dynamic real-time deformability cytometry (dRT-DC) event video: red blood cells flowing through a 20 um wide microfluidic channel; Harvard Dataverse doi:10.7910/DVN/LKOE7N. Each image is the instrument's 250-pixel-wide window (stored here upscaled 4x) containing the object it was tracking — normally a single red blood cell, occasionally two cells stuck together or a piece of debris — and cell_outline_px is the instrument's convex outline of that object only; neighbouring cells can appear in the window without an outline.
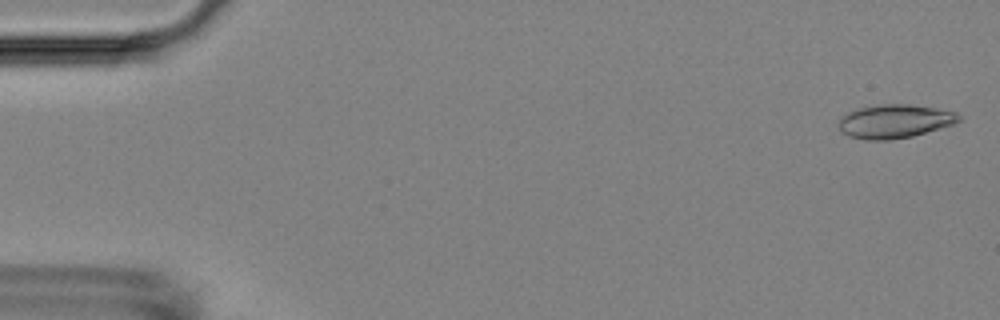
{"species": "Egyptian fruit bat (a non-hibernating species)", "species_latin": "Rousettus aegyptiacus", "temperature_condition": "room temperature", "stored_images_in_passage": 55, "camera_frame_rate_fps": 3000, "um_per_image_px": 0.085, "animal": {"sex": "female"}, "frame": {"image": 1, "passage_image": 2, "time_ms": 0.333, "image_size_px": [1000, 320], "cell_outline_px": [[960, 120], [952, 124], [940, 128], [912, 136], [892, 140], [868, 140], [848, 136], [840, 132], [836, 124], [848, 112], [856, 108], [880, 104], [908, 104], [936, 108], [956, 112], [960, 116]], "centroid_in_image_um": [76.0, 10.31], "position_along_channel_um": 9.0, "area_um2": 23.64}}
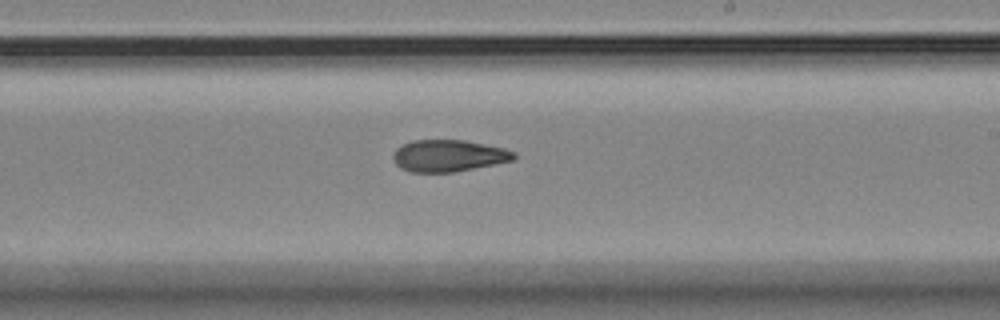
{"frame": {"image": 2, "passage_image": 33, "time_ms": 10.667, "image_size_px": [1000, 320], "cell_outline_px": [[516, 156], [512, 160], [452, 172], [412, 172], [400, 168], [396, 164], [392, 156], [396, 148], [412, 140], [464, 140], [504, 148], [516, 152]], "centroid_in_image_um": [38.09, 13.23], "position_along_channel_um": 250.9, "area_um2": 22.14}}
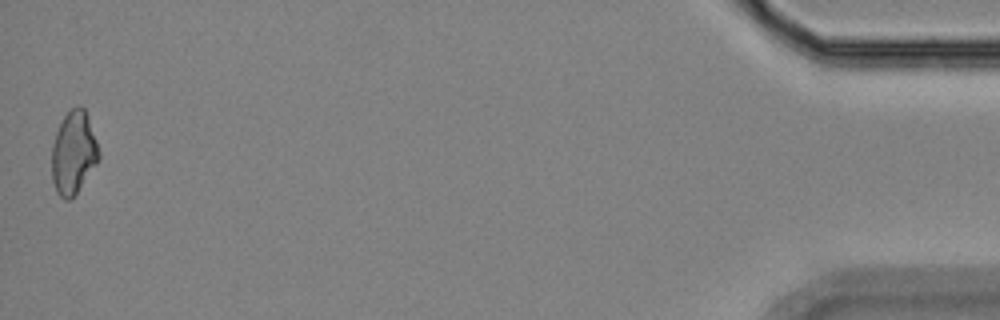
{"frame": {"image": 3, "passage_image": 55, "time_ms": 18.0, "image_size_px": [1000, 320], "cell_outline_px": [[100, 160], [76, 192], [68, 200], [64, 200], [56, 192], [52, 180], [52, 144], [56, 132], [64, 116], [76, 104], [80, 104], [84, 108], [96, 140], [100, 152]], "centroid_in_image_um": [6.25, 12.97], "position_along_channel_um": 429.0, "area_um2": 22.6}, "authors_computed_cell_mechanics": {"area_um2": 22.8888, "velocity_mm_per_s": 3.6364, "shape_relaxation_time_tau1_ms": null, "shape_relaxation_time_tau2_ms": 5.558, "deformation_change_tau1": null, "deformation_change_tau2": 0.1329}}